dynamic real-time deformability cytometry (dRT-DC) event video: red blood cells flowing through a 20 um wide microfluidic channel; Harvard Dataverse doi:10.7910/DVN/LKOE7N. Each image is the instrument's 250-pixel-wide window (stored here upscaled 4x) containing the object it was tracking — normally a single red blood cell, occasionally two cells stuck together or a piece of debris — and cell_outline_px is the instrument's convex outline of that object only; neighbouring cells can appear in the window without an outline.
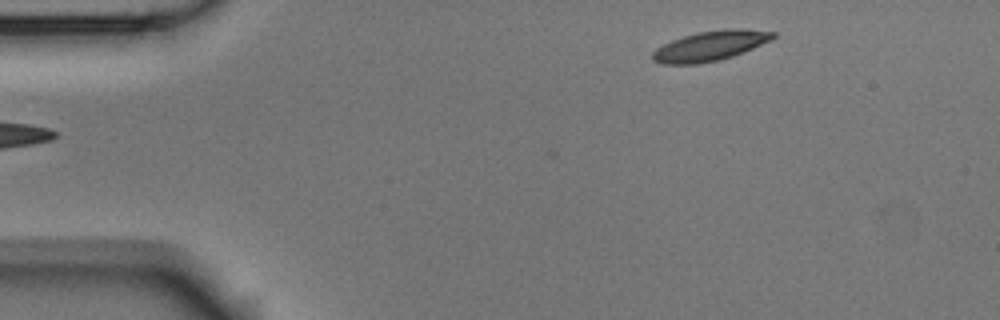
{"species": "Egyptian fruit bat (a non-hibernating species)", "species_latin": "Rousettus aegyptiacus", "temperature_condition": "room temperature", "stored_images_in_passage": 3, "camera_frame_rate_fps": 3000, "um_per_image_px": 0.085, "animal": {"sex": "male"}, "frame": {"image": 1, "passage_image": 1, "time_ms": 0.0, "image_size_px": [1000, 320], "cell_outline_px": [[776, 36], [772, 40], [744, 52], [732, 56], [716, 60], [696, 64], [660, 64], [652, 60], [652, 52], [656, 48], [672, 40], [684, 36], [700, 32], [724, 28], [744, 28], [776, 32]], "centroid_in_image_um": [60.39, 3.89], "position_along_channel_um": 24.6, "area_um2": 21.04}}